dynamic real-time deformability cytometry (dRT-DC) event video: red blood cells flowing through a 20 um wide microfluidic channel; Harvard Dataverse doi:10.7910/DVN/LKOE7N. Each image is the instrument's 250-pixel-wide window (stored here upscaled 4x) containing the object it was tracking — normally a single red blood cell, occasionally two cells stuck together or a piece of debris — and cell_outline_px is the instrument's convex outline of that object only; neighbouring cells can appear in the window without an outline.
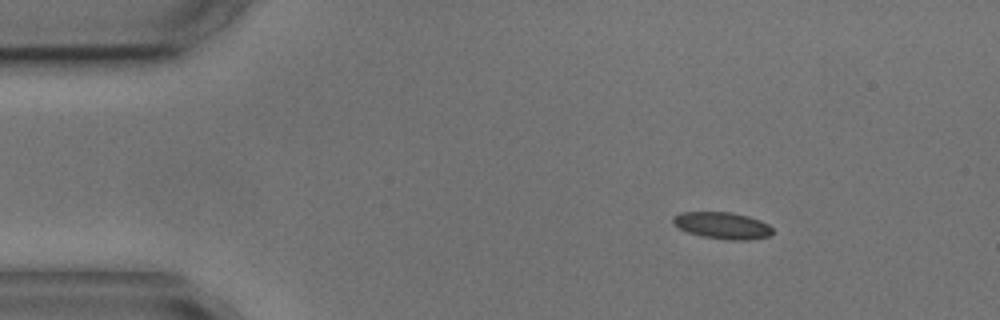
{"species": "common noctule bat (a hibernating species)", "species_latin": "Nyctalus noctula", "temperature_condition": "cold", "stored_images_in_passage": 3, "camera_frame_rate_fps": 3000, "um_per_image_px": 0.085, "animal": {"sex": "male", "body_mass_g": 17.9, "forearm_length_mm": 54.2}, "frame": {"image": 1, "passage_image": 1, "time_ms": 0.0, "image_size_px": [1000, 320], "cell_outline_px": [[772, 236], [748, 240], [728, 240], [704, 236], [688, 232], [672, 224], [672, 216], [680, 212], [732, 212], [748, 216], [760, 220], [768, 224], [772, 228]], "centroid_in_image_um": [61.41, 19.16], "position_along_channel_um": 23.6, "area_um2": 15.61}}